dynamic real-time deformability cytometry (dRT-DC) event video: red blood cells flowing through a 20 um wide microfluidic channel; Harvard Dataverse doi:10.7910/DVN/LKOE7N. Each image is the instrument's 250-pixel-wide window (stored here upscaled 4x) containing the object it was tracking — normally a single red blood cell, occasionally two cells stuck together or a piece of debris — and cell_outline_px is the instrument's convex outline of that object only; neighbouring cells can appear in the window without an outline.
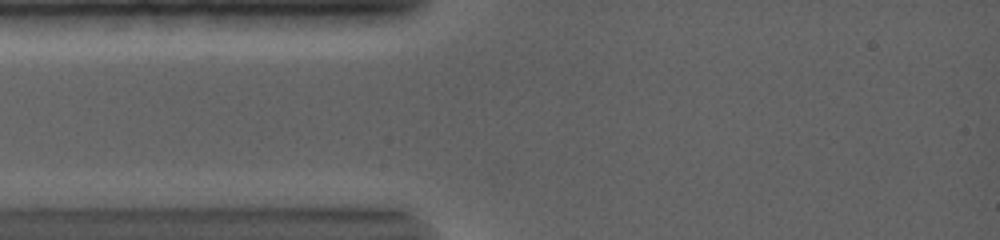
{"species": "common noctule bat (a hibernating species)", "species_latin": "Nyctalus noctula", "temperature_condition": "warm", "stored_images_in_passage": 1, "camera_frame_rate_fps": 5000, "um_per_image_px": 0.085, "animal": {"sex": "female", "body_mass_g": 19.0, "forearm_length_mm": 56.7}, "frame": {"image": 1, "passage_image": 1, "time_ms": 0.0, "image_size_px": [1000, 240], "cell_outline_px": [[632, 172], [612, 184], [608, 184], [600, 172], [604, 148], [620, 116], [624, 112], [628, 116], [632, 136]], "centroid_in_image_um": [52.54, 12.94], "position_along_channel_um": 32.5, "area_um2": 11.21}}